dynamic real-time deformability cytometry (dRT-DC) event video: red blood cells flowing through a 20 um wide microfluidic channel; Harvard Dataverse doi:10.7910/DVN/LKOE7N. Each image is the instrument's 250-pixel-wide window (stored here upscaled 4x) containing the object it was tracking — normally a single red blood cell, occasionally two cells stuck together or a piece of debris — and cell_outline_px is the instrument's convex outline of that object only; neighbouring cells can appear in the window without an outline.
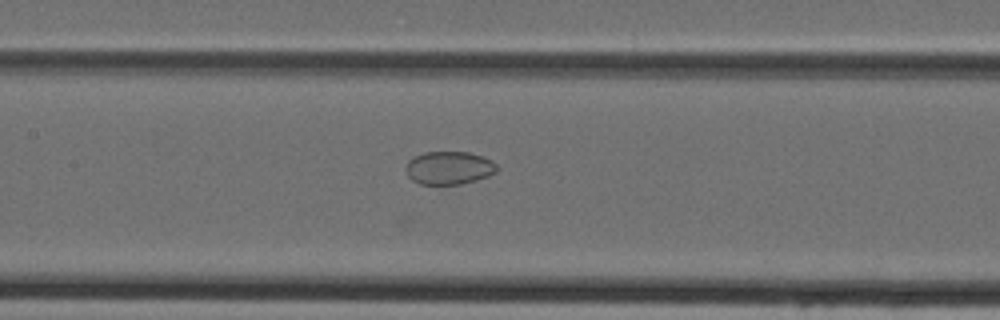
{"species": "Egyptian fruit bat (a non-hibernating species)", "species_latin": "Rousettus aegyptiacus", "temperature_condition": "cold", "stored_images_in_passage": 37, "camera_frame_rate_fps": 3000, "um_per_image_px": 0.085, "animal": {"sex": "female"}, "frame": {"image": 1, "passage_image": 13, "time_ms": 4.0, "image_size_px": [1000, 320], "cell_outline_px": [[496, 172], [488, 176], [476, 180], [460, 184], [420, 184], [412, 180], [408, 176], [404, 168], [408, 160], [424, 152], [468, 152], [484, 156], [496, 164]], "centroid_in_image_um": [38.14, 14.27], "position_along_channel_um": 169.3, "area_um2": 17.57}}
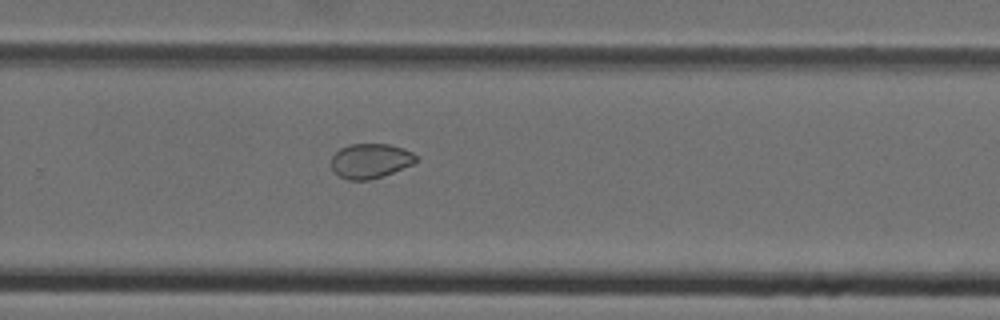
{"frame": {"image": 2, "passage_image": 22, "time_ms": 7.0, "image_size_px": [1000, 320], "cell_outline_px": [[416, 160], [412, 164], [384, 176], [368, 180], [348, 180], [340, 176], [332, 168], [332, 156], [340, 148], [348, 144], [388, 144], [404, 148], [412, 152], [416, 156]], "centroid_in_image_um": [31.48, 13.67], "position_along_channel_um": 298.3, "area_um2": 17.05}}
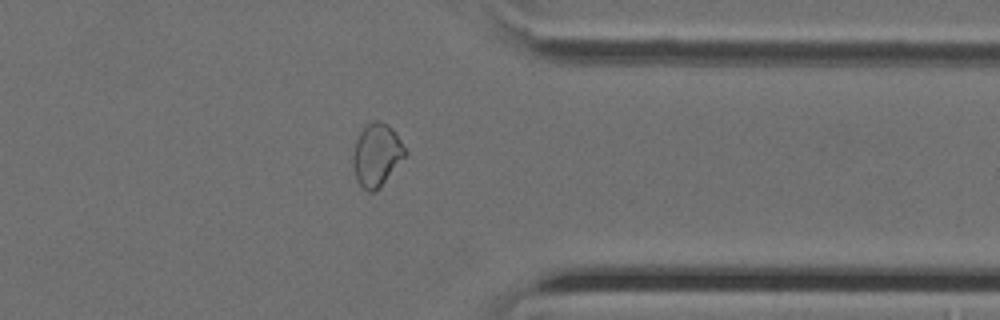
{"frame": {"image": 3, "passage_image": 28, "time_ms": 9.0, "image_size_px": [1000, 320], "cell_outline_px": [[408, 152], [380, 188], [372, 192], [368, 192], [356, 180], [352, 164], [352, 156], [356, 140], [360, 132], [372, 120], [380, 120], [388, 124], [392, 128]], "centroid_in_image_um": [32.01, 13.16], "position_along_channel_um": 379.4, "area_um2": 19.07}}